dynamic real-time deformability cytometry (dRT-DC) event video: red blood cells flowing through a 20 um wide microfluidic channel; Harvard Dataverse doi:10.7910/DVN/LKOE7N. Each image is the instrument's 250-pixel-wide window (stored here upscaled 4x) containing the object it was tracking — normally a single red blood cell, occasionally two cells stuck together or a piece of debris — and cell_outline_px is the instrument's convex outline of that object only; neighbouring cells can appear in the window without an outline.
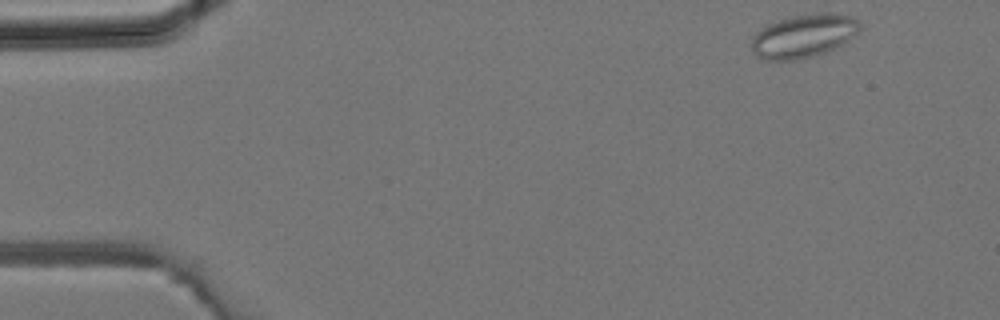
{"species": "common noctule bat (a hibernating species)", "species_latin": "Nyctalus noctula", "temperature_condition": "room temperature", "stored_images_in_passage": 3, "camera_frame_rate_fps": 3000, "um_per_image_px": 0.085, "animal": {"sex": "male", "body_mass_g": 19.2, "forearm_length_mm": 51.8}, "frame": {"image": 1, "passage_image": 1, "time_ms": 0.0, "image_size_px": [1000, 320], "cell_outline_px": [[860, 28], [844, 44], [824, 52], [812, 56], [792, 60], [764, 60], [756, 56], [752, 52], [752, 36], [756, 32], [768, 24], [792, 16], [820, 12], [828, 12], [852, 16], [860, 20]], "centroid_in_image_um": [68.3, 3.05], "position_along_channel_um": 16.7, "area_um2": 27.34}}
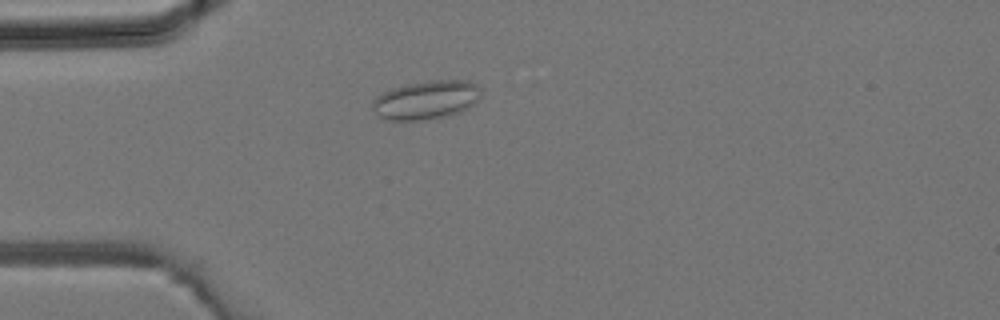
{"frame": {"image": 2, "passage_image": 3, "time_ms": 0.667, "image_size_px": [1000, 320], "cell_outline_px": [[480, 96], [476, 104], [460, 112], [444, 116], [424, 120], [388, 120], [380, 116], [372, 108], [372, 100], [376, 96], [392, 88], [404, 84], [432, 80], [468, 80], [476, 84], [480, 88]], "centroid_in_image_um": [36.24, 8.48], "position_along_channel_um": 48.8, "area_um2": 24.57}}